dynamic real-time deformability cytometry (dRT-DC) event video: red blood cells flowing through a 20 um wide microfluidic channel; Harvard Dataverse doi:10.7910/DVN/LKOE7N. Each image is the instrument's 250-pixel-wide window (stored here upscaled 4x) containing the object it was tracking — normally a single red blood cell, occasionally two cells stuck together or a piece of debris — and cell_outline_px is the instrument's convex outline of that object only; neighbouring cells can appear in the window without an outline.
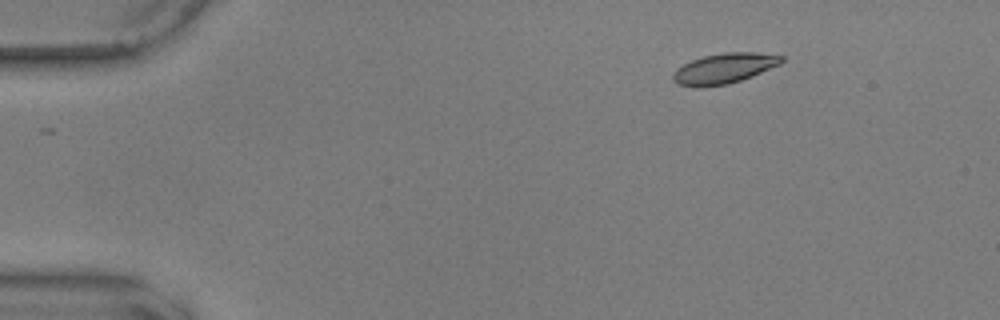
{"species": "common noctule bat (a hibernating species)", "species_latin": "Nyctalus noctula", "temperature_condition": "warm", "stored_images_in_passage": 11, "camera_frame_rate_fps": 3000, "um_per_image_px": 0.085, "animal": {"sex": "male", "body_mass_g": 17.9, "forearm_length_mm": 54.2}, "frame": {"image": 1, "passage_image": 1, "time_ms": 0.0, "image_size_px": [1000, 320], "cell_outline_px": [[784, 60], [780, 64], [752, 76], [728, 84], [676, 84], [672, 80], [672, 76], [676, 68], [692, 60], [704, 56], [724, 52], [756, 52], [784, 56]], "centroid_in_image_um": [61.6, 5.76], "position_along_channel_um": 23.4, "area_um2": 18.5}}